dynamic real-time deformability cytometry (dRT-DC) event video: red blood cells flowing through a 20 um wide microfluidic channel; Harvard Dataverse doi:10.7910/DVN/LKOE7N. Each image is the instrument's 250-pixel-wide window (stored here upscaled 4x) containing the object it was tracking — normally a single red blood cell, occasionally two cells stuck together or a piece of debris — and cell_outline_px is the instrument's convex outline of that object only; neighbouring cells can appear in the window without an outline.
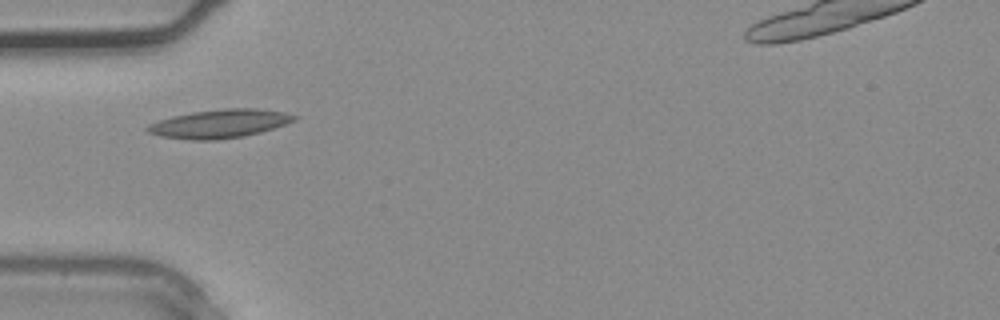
{"species": "common noctule bat (a hibernating species)", "species_latin": "Nyctalus noctula", "temperature_condition": "warm", "stored_images_in_passage": 24, "camera_frame_rate_fps": 3000, "um_per_image_px": 0.085, "animal": {"sex": "male", "body_mass_g": 20.4}, "frame": {"image": 1, "passage_image": 1, "time_ms": 0.0, "image_size_px": [1000, 320], "cell_outline_px": [[300, 116], [296, 120], [260, 132], [244, 136], [216, 140], [192, 140], [160, 136], [148, 132], [144, 128], [148, 124], [172, 116], [192, 112], [224, 108], [256, 108], [284, 112]], "centroid_in_image_um": [18.66, 10.51], "position_along_channel_um": 66.3, "area_um2": 24.39}}